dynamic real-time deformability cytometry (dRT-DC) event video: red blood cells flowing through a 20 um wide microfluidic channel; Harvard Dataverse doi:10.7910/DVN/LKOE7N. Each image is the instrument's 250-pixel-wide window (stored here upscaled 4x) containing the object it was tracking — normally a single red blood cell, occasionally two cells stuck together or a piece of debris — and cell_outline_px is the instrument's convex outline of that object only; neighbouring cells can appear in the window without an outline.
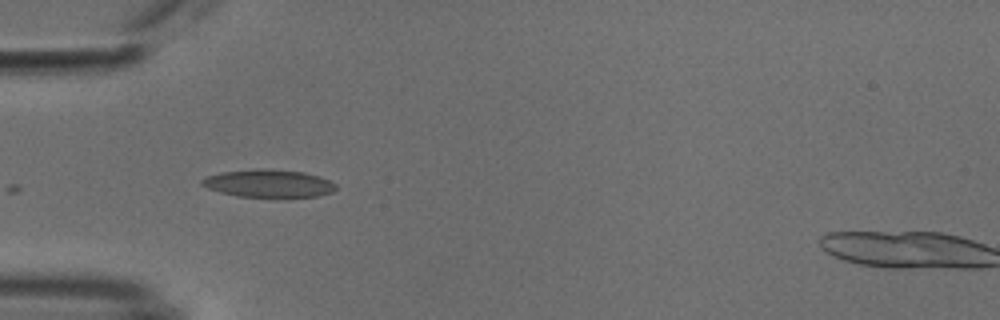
{"species": "common noctule bat (a hibernating species)", "species_latin": "Nyctalus noctula", "temperature_condition": "cold", "stored_images_in_passage": 12, "camera_frame_rate_fps": 3000, "um_per_image_px": 0.085, "animal": {"sex": "male", "body_mass_g": 18.8}, "frame": {"image": 1, "passage_image": 1, "time_ms": 0.0, "image_size_px": [1000, 320], "cell_outline_px": [[336, 188], [332, 192], [316, 196], [236, 196], [220, 192], [208, 188], [200, 184], [200, 180], [208, 176], [220, 172], [256, 168], [304, 172], [320, 176], [336, 184]], "centroid_in_image_um": [22.8, 15.57], "position_along_channel_um": 62.2, "area_um2": 21.39}}
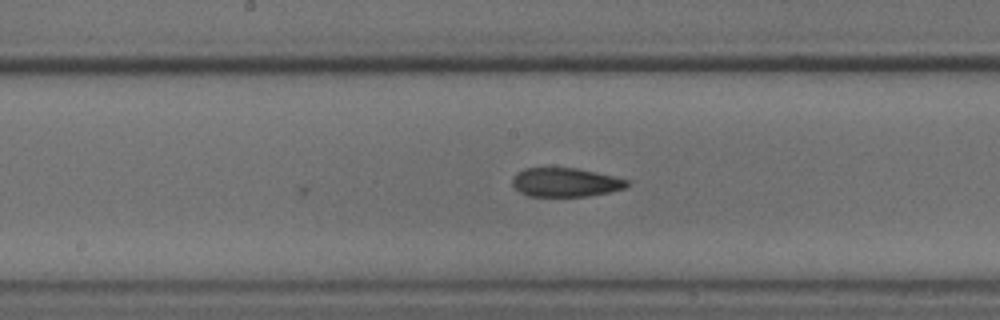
{"frame": {"image": 2, "passage_image": 12, "time_ms": 3.667, "image_size_px": [1000, 320], "cell_outline_px": [[628, 184], [624, 188], [608, 192], [588, 196], [528, 196], [520, 192], [512, 184], [512, 180], [516, 172], [524, 168], [576, 168], [596, 172], [628, 180]], "centroid_in_image_um": [48.02, 15.49], "position_along_channel_um": 200.2, "area_um2": 19.13}}